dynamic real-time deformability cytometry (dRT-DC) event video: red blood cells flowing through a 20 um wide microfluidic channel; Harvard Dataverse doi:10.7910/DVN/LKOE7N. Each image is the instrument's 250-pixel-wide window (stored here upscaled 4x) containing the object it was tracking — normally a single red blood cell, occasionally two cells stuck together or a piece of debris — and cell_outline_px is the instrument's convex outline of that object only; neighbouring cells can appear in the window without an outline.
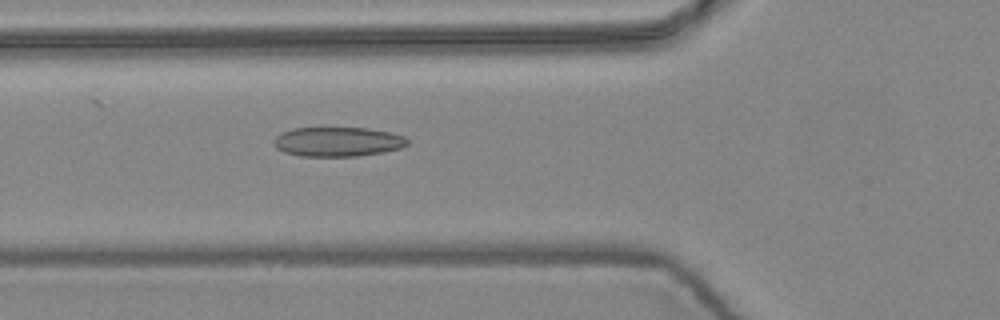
{"species": "common noctule bat (a hibernating species)", "species_latin": "Nyctalus noctula", "temperature_condition": "warm", "stored_images_in_passage": 5, "camera_frame_rate_fps": 3000, "um_per_image_px": 0.085, "animal": {"sex": "female", "body_mass_g": 24.6, "forearm_length_mm": 56.2}, "frame": {"image": 1, "passage_image": 5, "time_ms": 1.333, "image_size_px": [1000, 320], "cell_outline_px": [[408, 144], [400, 148], [384, 152], [356, 156], [300, 156], [284, 152], [276, 148], [276, 136], [280, 132], [292, 128], [368, 128], [388, 132], [404, 136], [408, 140]], "centroid_in_image_um": [28.71, 12.05], "position_along_channel_um": 97.1, "area_um2": 22.83}}